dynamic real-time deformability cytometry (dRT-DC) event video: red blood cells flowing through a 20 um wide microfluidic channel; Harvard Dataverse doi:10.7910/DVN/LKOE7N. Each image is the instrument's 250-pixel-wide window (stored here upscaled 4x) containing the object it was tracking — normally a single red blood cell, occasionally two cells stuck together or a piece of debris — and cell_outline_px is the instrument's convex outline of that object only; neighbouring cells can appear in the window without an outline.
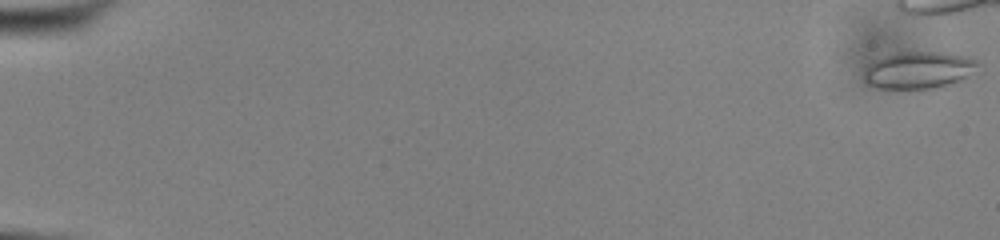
{"species": "common noctule bat (a hibernating species)", "species_latin": "Nyctalus noctula", "temperature_condition": "cold", "stored_images_in_passage": 18, "camera_frame_rate_fps": 3000, "um_per_image_px": 0.085, "animal": {"sex": "male", "body_mass_g": 13.0, "forearm_length_mm": 53.1}, "frame": {"image": 1, "passage_image": 1, "time_ms": 0.0, "image_size_px": [1000, 240], "cell_outline_px": [[980, 64], [960, 80], [952, 84], [932, 88], [876, 88], [868, 84], [864, 80], [864, 72], [868, 64], [872, 60], [880, 56], [896, 52], [940, 52], [968, 56], [976, 60]], "centroid_in_image_um": [78.02, 5.94], "position_along_channel_um": 7.0, "area_um2": 24.57}}